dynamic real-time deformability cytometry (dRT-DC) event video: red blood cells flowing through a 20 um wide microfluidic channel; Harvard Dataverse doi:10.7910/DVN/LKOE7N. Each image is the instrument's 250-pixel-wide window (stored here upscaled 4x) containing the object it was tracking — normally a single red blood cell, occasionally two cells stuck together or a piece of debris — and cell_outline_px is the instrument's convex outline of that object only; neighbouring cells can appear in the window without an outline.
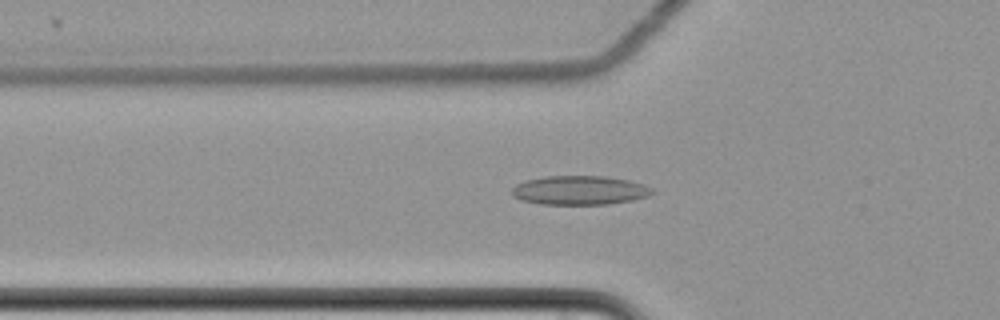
{"species": "common noctule bat (a hibernating species)", "species_latin": "Nyctalus noctula", "temperature_condition": "cold", "stored_images_in_passage": 61, "camera_frame_rate_fps": 3000, "um_per_image_px": 0.085, "animal": {"sex": "female", "body_mass_g": 22.7, "forearm_length_mm": 54.2}, "frame": {"image": 1, "passage_image": 23, "time_ms": 7.333, "image_size_px": [1000, 320], "cell_outline_px": [[656, 192], [648, 196], [632, 200], [608, 204], [540, 204], [520, 200], [512, 196], [512, 188], [516, 184], [524, 180], [544, 176], [604, 176], [628, 180], [644, 184], [652, 188]], "centroid_in_image_um": [49.25, 16.17], "position_along_channel_um": 76.5, "area_um2": 23.93}}
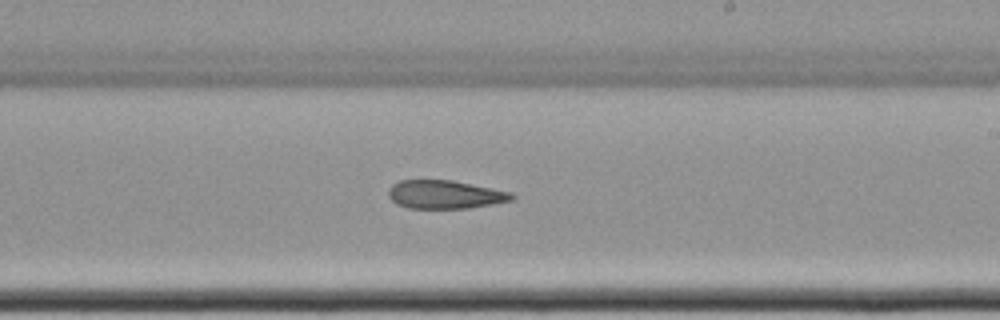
{"frame": {"image": 2, "passage_image": 38, "time_ms": 12.333, "image_size_px": [1000, 320], "cell_outline_px": [[516, 196], [512, 200], [492, 204], [468, 208], [408, 208], [396, 204], [388, 196], [388, 188], [392, 184], [400, 180], [452, 180], [512, 192]], "centroid_in_image_um": [37.8, 16.53], "position_along_channel_um": 251.2, "area_um2": 20.46}}
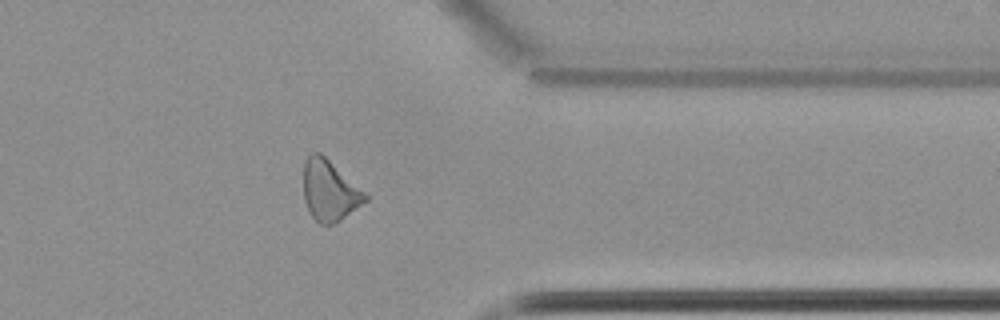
{"frame": {"image": 3, "passage_image": 50, "time_ms": 16.333, "image_size_px": [1000, 320], "cell_outline_px": [[368, 200], [340, 220], [332, 224], [320, 224], [312, 216], [304, 200], [304, 160], [312, 152], [320, 152], [364, 192], [368, 196]], "centroid_in_image_um": [27.99, 16.2], "position_along_channel_um": 383.4, "area_um2": 21.39}}